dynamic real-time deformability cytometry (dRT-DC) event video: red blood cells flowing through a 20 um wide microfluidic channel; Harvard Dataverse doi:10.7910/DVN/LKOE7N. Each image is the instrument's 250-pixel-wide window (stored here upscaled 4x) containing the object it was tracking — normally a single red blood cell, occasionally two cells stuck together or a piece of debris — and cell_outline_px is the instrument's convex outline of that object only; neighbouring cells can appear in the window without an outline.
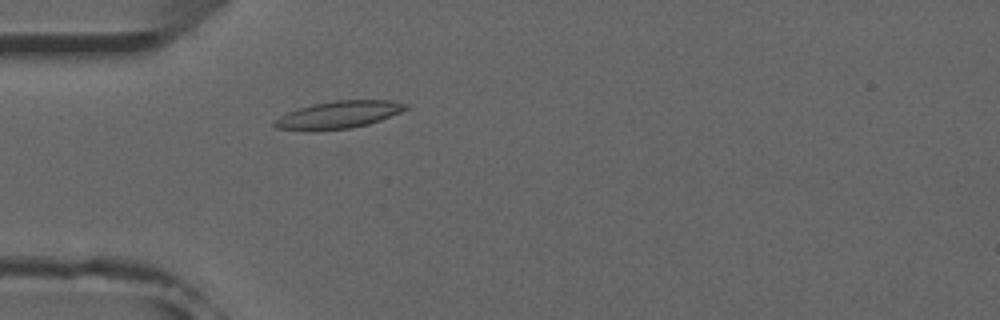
{"species": "common noctule bat (a hibernating species)", "species_latin": "Nyctalus noctula", "temperature_condition": "room temperature", "stored_images_in_passage": 46, "camera_frame_rate_fps": 3000, "um_per_image_px": 0.085, "animal": {"sex": "male", "forearm_length_mm": 52.5}, "frame": {"image": 1, "passage_image": 9, "time_ms": 2.667, "image_size_px": [1000, 320], "cell_outline_px": [[408, 108], [400, 112], [380, 120], [368, 124], [352, 128], [312, 132], [276, 128], [272, 124], [280, 116], [288, 112], [312, 104], [336, 100], [392, 100], [408, 104]], "centroid_in_image_um": [28.76, 9.77], "position_along_channel_um": 56.2, "area_um2": 21.1}}
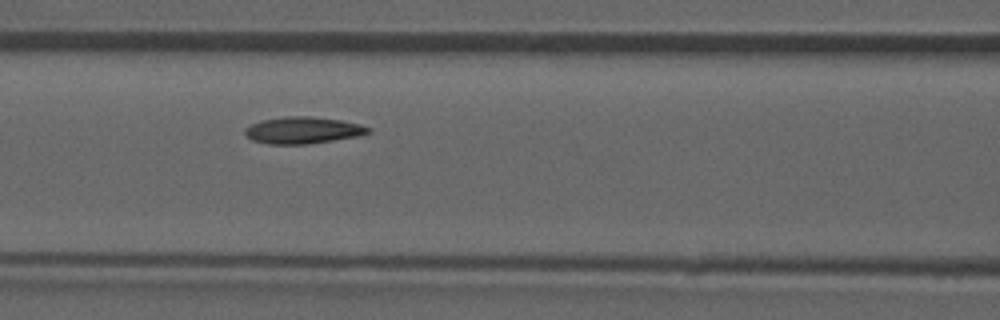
{"frame": {"image": 2, "passage_image": 16, "time_ms": 5.0, "image_size_px": [1000, 320], "cell_outline_px": [[372, 132], [356, 136], [308, 144], [268, 144], [252, 140], [244, 132], [244, 128], [260, 120], [284, 116], [312, 116], [340, 120], [360, 124], [372, 128]], "centroid_in_image_um": [25.74, 11.06], "position_along_channel_um": 140.9, "area_um2": 19.25}}
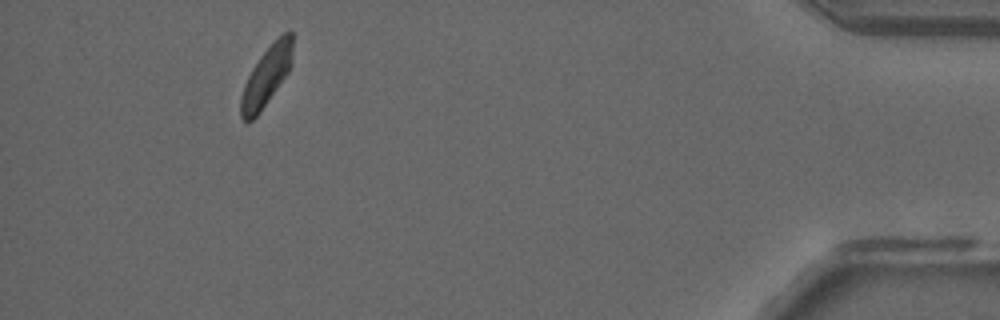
{"frame": {"image": 3, "passage_image": 42, "time_ms": 13.667, "image_size_px": [1000, 320], "cell_outline_px": [[292, 56], [288, 72], [256, 116], [248, 124], [240, 116], [240, 96], [244, 84], [252, 68], [260, 56], [284, 32], [292, 32]], "centroid_in_image_um": [22.6, 6.52], "position_along_channel_um": 412.6, "area_um2": 17.4}, "authors_computed_cell_mechanics": {"area_um2": 18.6405, "velocity_mm_per_s": 3.8763, "shape_relaxation_time_tau1_ms": 8.3497, "shape_relaxation_time_tau2_ms": 5.7314, "deformation_change_tau1": 0.17, "deformation_change_tau2": 0.1276}}